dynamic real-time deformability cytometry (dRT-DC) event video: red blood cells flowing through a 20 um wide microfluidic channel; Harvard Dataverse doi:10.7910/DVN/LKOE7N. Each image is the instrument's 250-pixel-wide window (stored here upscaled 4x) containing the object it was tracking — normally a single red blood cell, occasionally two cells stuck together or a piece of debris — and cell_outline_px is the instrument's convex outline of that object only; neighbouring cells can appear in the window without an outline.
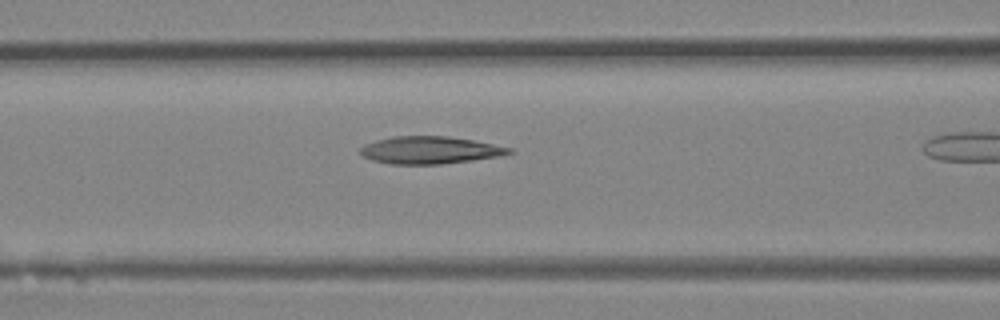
{"species": "Egyptian fruit bat (a non-hibernating species)", "species_latin": "Rousettus aegyptiacus", "temperature_condition": "room temperature", "stored_images_in_passage": 11, "camera_frame_rate_fps": 3000, "um_per_image_px": 0.085, "animal": {"sex": "female"}, "frame": {"image": 1, "passage_image": 10, "time_ms": 3.0, "image_size_px": [1000, 320], "cell_outline_px": [[516, 152], [500, 156], [472, 160], [440, 164], [388, 164], [372, 160], [364, 156], [360, 152], [360, 148], [364, 144], [376, 140], [392, 136], [448, 136], [472, 140], [512, 148]], "centroid_in_image_um": [36.54, 12.76], "position_along_channel_um": 130.1, "area_um2": 23.76}}